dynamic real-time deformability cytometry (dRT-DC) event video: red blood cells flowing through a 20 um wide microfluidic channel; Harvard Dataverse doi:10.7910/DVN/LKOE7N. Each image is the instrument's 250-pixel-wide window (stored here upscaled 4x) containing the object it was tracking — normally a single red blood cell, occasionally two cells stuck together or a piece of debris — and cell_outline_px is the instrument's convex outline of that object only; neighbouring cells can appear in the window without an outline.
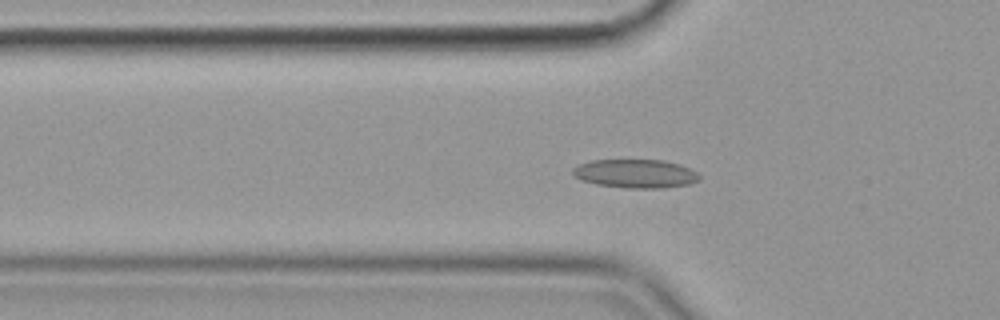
{"species": "common noctule bat (a hibernating species)", "species_latin": "Nyctalus noctula", "temperature_condition": "cold", "stored_images_in_passage": 45, "camera_frame_rate_fps": 3000, "um_per_image_px": 0.085, "animal": {"sex": "female", "body_mass_g": 19.9}, "frame": {"image": 1, "passage_image": 7, "time_ms": 2.0, "image_size_px": [1000, 320], "cell_outline_px": [[700, 180], [688, 184], [664, 188], [624, 188], [596, 184], [580, 180], [572, 176], [572, 168], [580, 164], [592, 160], [664, 160], [680, 164], [696, 172], [700, 176]], "centroid_in_image_um": [53.99, 14.76], "position_along_channel_um": 71.8, "area_um2": 21.27}}
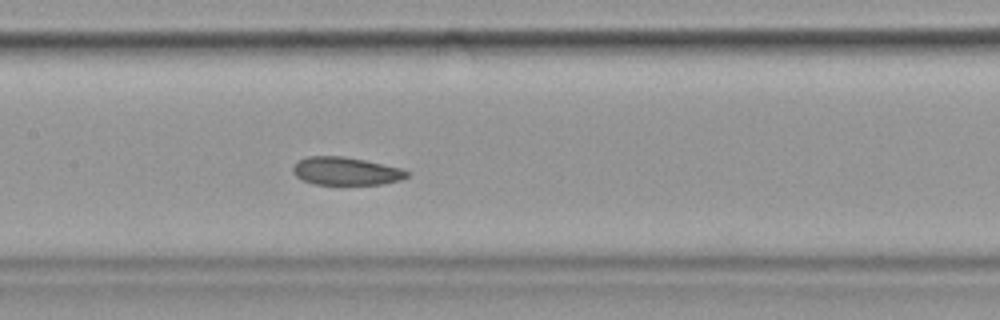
{"frame": {"image": 2, "passage_image": 16, "time_ms": 5.0, "image_size_px": [1000, 320], "cell_outline_px": [[412, 172], [408, 176], [400, 180], [384, 184], [312, 184], [296, 176], [292, 172], [292, 168], [300, 160], [308, 156], [344, 156], [404, 168]], "centroid_in_image_um": [29.46, 14.54], "position_along_channel_um": 177.9, "area_um2": 18.67}}
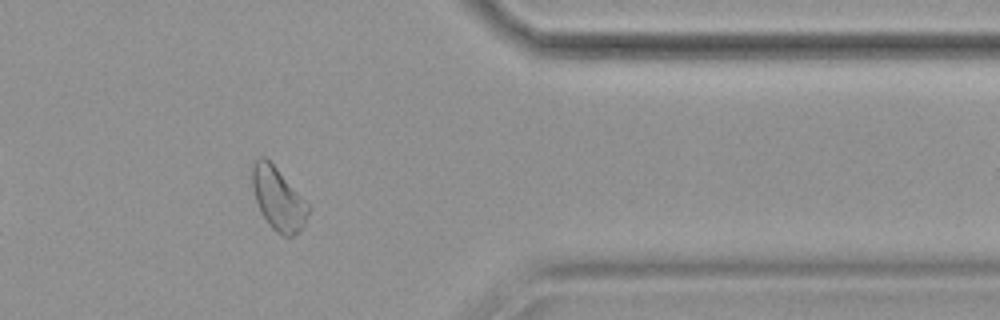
{"frame": {"image": 3, "passage_image": 35, "time_ms": 11.333, "image_size_px": [1000, 320], "cell_outline_px": [[312, 204], [304, 224], [292, 236], [284, 236], [276, 232], [268, 224], [260, 212], [252, 188], [252, 164], [260, 156], [264, 156]], "centroid_in_image_um": [23.67, 16.89], "position_along_channel_um": 387.7, "area_um2": 20.63}, "authors_computed_cell_mechanics": {"area_um2": 20.4034, "velocity_mm_per_s": 3.5458, "shape_relaxation_time_tau1_ms": null, "shape_relaxation_time_tau2_ms": 3.1992, "deformation_change_tau1": null, "deformation_change_tau2": 0.0738}}